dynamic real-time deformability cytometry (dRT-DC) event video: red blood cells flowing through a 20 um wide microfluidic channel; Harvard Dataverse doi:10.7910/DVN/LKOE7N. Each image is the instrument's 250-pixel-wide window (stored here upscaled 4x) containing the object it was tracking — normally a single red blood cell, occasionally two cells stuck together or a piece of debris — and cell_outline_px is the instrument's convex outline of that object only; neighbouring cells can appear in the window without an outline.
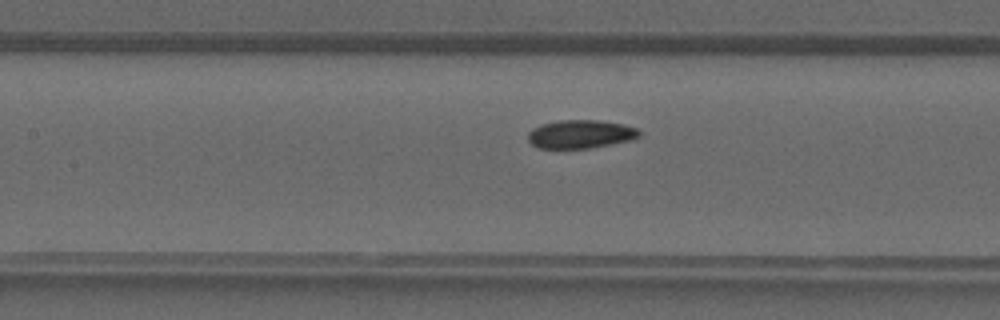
{"species": "common noctule bat (a hibernating species)", "species_latin": "Nyctalus noctula", "temperature_condition": "warm", "stored_images_in_passage": 30, "camera_frame_rate_fps": 3000, "um_per_image_px": 0.085, "animal": {"sex": "male", "forearm_length_mm": 52.5}, "frame": {"image": 1, "passage_image": 10, "time_ms": 3.0, "image_size_px": [1000, 320], "cell_outline_px": [[640, 136], [628, 140], [588, 148], [536, 148], [528, 140], [528, 132], [532, 128], [540, 124], [560, 120], [600, 120], [624, 124], [636, 128], [640, 132]], "centroid_in_image_um": [49.29, 11.39], "position_along_channel_um": 158.1, "area_um2": 18.32}}
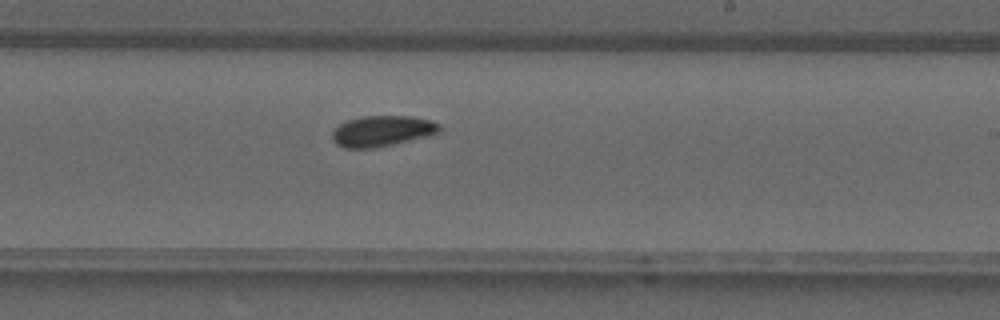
{"frame": {"image": 2, "passage_image": 16, "time_ms": 5.0, "image_size_px": [1000, 320], "cell_outline_px": [[440, 132], [392, 144], [372, 148], [344, 148], [336, 144], [332, 140], [332, 132], [340, 124], [348, 120], [360, 116], [412, 116], [432, 120], [440, 124]], "centroid_in_image_um": [32.46, 11.12], "position_along_channel_um": 256.5, "area_um2": 19.07}}
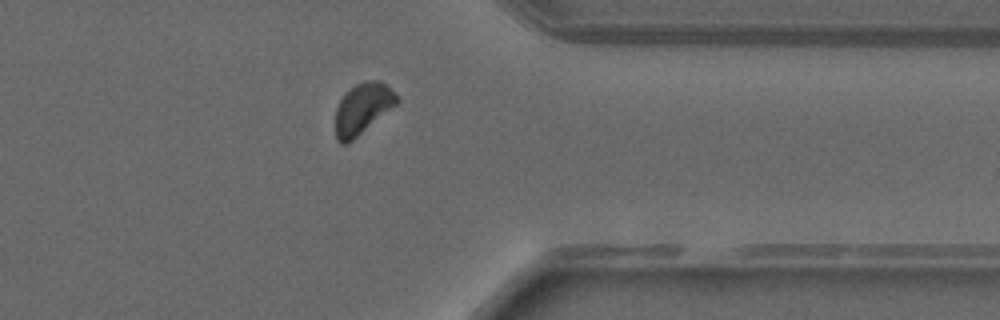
{"frame": {"image": 3, "passage_image": 24, "time_ms": 7.667, "image_size_px": [1000, 320], "cell_outline_px": [[400, 100], [396, 104], [348, 144], [340, 144], [336, 140], [336, 108], [344, 92], [356, 84], [364, 80], [380, 80]], "centroid_in_image_um": [30.77, 9.23], "position_along_channel_um": 380.6, "area_um2": 17.98}}